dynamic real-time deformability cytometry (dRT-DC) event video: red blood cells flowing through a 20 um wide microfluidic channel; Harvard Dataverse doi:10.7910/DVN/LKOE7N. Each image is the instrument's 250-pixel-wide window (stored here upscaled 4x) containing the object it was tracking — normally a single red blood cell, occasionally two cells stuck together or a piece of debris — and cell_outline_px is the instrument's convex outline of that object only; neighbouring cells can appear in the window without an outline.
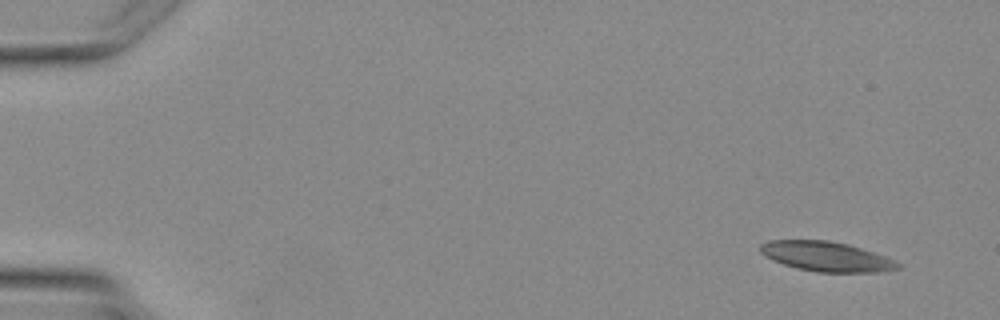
{"species": "Egyptian fruit bat (a non-hibernating species)", "species_latin": "Rousettus aegyptiacus", "temperature_condition": "warm", "stored_images_in_passage": 4, "camera_frame_rate_fps": 3000, "um_per_image_px": 0.085, "animal": {"sex": "female"}, "frame": {"image": 1, "passage_image": 1, "time_ms": 0.0, "image_size_px": [1000, 320], "cell_outline_px": [[904, 268], [880, 272], [820, 272], [796, 268], [772, 260], [764, 256], [760, 252], [760, 244], [768, 240], [828, 240], [848, 244], [896, 260], [904, 264]], "centroid_in_image_um": [70.28, 21.81], "position_along_channel_um": 14.7, "area_um2": 24.04}}
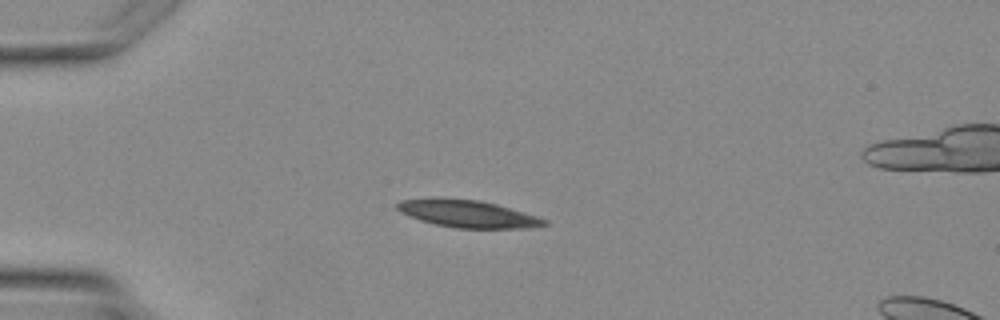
{"frame": {"image": 2, "passage_image": 3, "time_ms": 2.667, "image_size_px": [1000, 320], "cell_outline_px": [[548, 224], [528, 228], [456, 228], [436, 224], [420, 220], [408, 216], [400, 212], [396, 208], [396, 204], [400, 200], [432, 196], [444, 196], [480, 200], [496, 204], [540, 216], [548, 220]], "centroid_in_image_um": [39.71, 18.13], "position_along_channel_um": 45.3, "area_um2": 24.1}}